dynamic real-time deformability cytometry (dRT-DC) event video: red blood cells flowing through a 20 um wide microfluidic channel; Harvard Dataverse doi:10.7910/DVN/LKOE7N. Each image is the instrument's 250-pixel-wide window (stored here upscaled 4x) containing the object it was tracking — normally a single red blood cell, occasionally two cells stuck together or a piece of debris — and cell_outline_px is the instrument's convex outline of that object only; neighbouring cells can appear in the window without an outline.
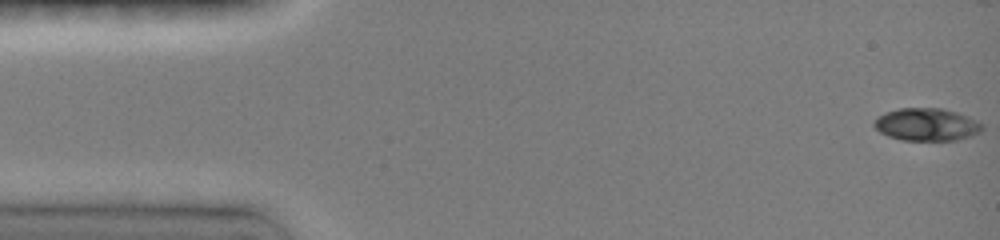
{"species": "common noctule bat (a hibernating species)", "species_latin": "Nyctalus noctula", "temperature_condition": "room temperature", "stored_images_in_passage": 6, "camera_frame_rate_fps": 3000, "um_per_image_px": 0.085, "animal": {"sex": "female", "body_mass_g": 19.0, "forearm_length_mm": 51.5}, "frame": {"image": 1, "passage_image": 1, "time_ms": 0.0, "image_size_px": [1000, 240], "cell_outline_px": [[984, 128], [980, 132], [956, 140], [904, 140], [888, 136], [880, 132], [872, 124], [876, 116], [884, 112], [900, 108], [940, 108], [956, 112], [968, 116], [976, 120]], "centroid_in_image_um": [78.72, 10.57], "position_along_channel_um": 6.3, "area_um2": 20.46}}
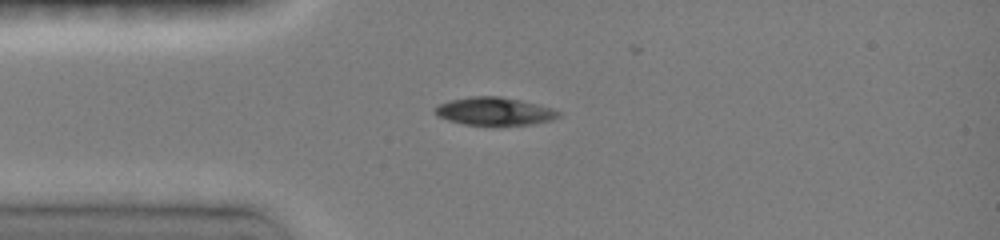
{"frame": {"image": 2, "passage_image": 4, "time_ms": 3.667, "image_size_px": [1000, 240], "cell_outline_px": [[560, 116], [552, 120], [532, 124], [492, 128], [464, 124], [448, 120], [436, 116], [432, 112], [440, 104], [452, 100], [472, 96], [500, 96], [520, 100], [552, 108], [560, 112]], "centroid_in_image_um": [42.03, 9.51], "position_along_channel_um": 43.0, "area_um2": 20.75}}